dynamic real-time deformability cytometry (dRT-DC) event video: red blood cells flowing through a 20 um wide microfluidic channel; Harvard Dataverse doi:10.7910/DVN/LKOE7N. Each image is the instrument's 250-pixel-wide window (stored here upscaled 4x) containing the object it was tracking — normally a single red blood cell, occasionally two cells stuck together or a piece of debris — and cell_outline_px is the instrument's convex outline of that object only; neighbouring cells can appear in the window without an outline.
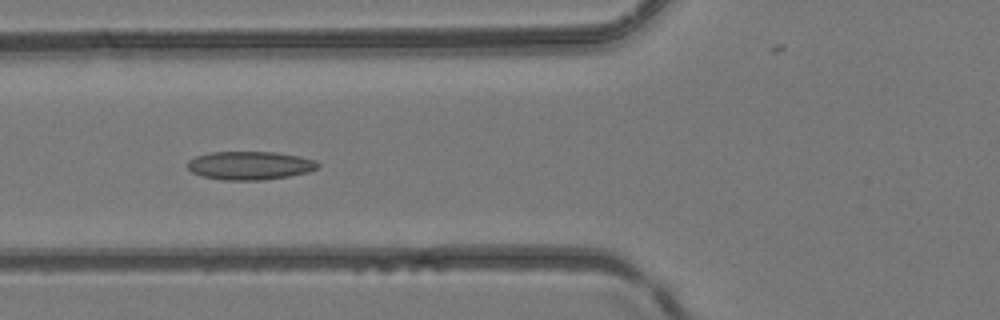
{"species": "common noctule bat (a hibernating species)", "species_latin": "Nyctalus noctula", "temperature_condition": "room temperature", "stored_images_in_passage": 4, "camera_frame_rate_fps": 3000, "um_per_image_px": 0.085, "animal": {"sex": "female", "body_mass_g": 24.6, "forearm_length_mm": 56.2}, "frame": {"image": 1, "passage_image": 3, "time_ms": 0.667, "image_size_px": [1000, 320], "cell_outline_px": [[320, 164], [316, 168], [308, 172], [288, 176], [264, 180], [224, 180], [200, 176], [192, 172], [188, 168], [188, 160], [196, 156], [208, 152], [276, 152], [300, 156], [316, 160]], "centroid_in_image_um": [21.23, 14.06], "position_along_channel_um": 104.6, "area_um2": 21.68}}
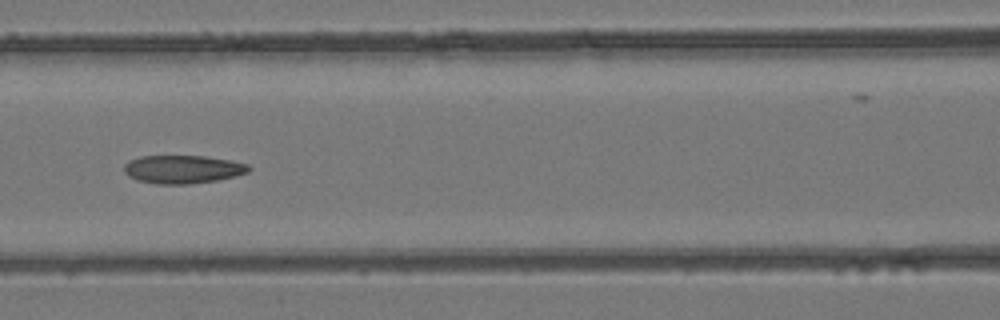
{"frame": {"image": 2, "passage_image": 4, "time_ms": 1.0, "image_size_px": [1000, 320], "cell_outline_px": [[252, 168], [248, 172], [236, 176], [216, 180], [188, 184], [156, 184], [136, 180], [128, 176], [124, 172], [124, 164], [128, 160], [140, 156], [204, 156], [228, 160], [248, 164]], "centroid_in_image_um": [15.5, 14.39], "position_along_channel_um": 151.1, "area_um2": 20.58}}